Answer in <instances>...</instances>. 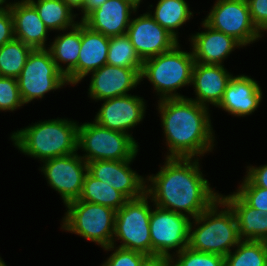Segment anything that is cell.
Instances as JSON below:
<instances>
[{
	"label": "cell",
	"instance_id": "6da1fadb",
	"mask_svg": "<svg viewBox=\"0 0 267 266\" xmlns=\"http://www.w3.org/2000/svg\"><path fill=\"white\" fill-rule=\"evenodd\" d=\"M165 165L146 180L153 206L196 218L221 194L210 187L200 171L199 158H165ZM183 210V211H182Z\"/></svg>",
	"mask_w": 267,
	"mask_h": 266
},
{
	"label": "cell",
	"instance_id": "7a4b0ae2",
	"mask_svg": "<svg viewBox=\"0 0 267 266\" xmlns=\"http://www.w3.org/2000/svg\"><path fill=\"white\" fill-rule=\"evenodd\" d=\"M157 107L169 150L166 158H198L214 149L208 107L186 97L158 100Z\"/></svg>",
	"mask_w": 267,
	"mask_h": 266
},
{
	"label": "cell",
	"instance_id": "3957f363",
	"mask_svg": "<svg viewBox=\"0 0 267 266\" xmlns=\"http://www.w3.org/2000/svg\"><path fill=\"white\" fill-rule=\"evenodd\" d=\"M78 123L67 119H50L33 123L12 133L14 146L40 161L76 153Z\"/></svg>",
	"mask_w": 267,
	"mask_h": 266
},
{
	"label": "cell",
	"instance_id": "277c9868",
	"mask_svg": "<svg viewBox=\"0 0 267 266\" xmlns=\"http://www.w3.org/2000/svg\"><path fill=\"white\" fill-rule=\"evenodd\" d=\"M218 206L222 207L221 211ZM193 219L188 240V247L192 250L225 257L241 241L235 213L221 197Z\"/></svg>",
	"mask_w": 267,
	"mask_h": 266
},
{
	"label": "cell",
	"instance_id": "5b68a950",
	"mask_svg": "<svg viewBox=\"0 0 267 266\" xmlns=\"http://www.w3.org/2000/svg\"><path fill=\"white\" fill-rule=\"evenodd\" d=\"M194 64L193 52L181 50L178 43L171 50L144 60L140 78L150 81L159 100L184 98L177 89L191 85Z\"/></svg>",
	"mask_w": 267,
	"mask_h": 266
},
{
	"label": "cell",
	"instance_id": "8992f818",
	"mask_svg": "<svg viewBox=\"0 0 267 266\" xmlns=\"http://www.w3.org/2000/svg\"><path fill=\"white\" fill-rule=\"evenodd\" d=\"M137 143L132 134L104 128L95 121L78 125L77 149L87 153L81 156L86 162L134 160Z\"/></svg>",
	"mask_w": 267,
	"mask_h": 266
},
{
	"label": "cell",
	"instance_id": "52a82bcc",
	"mask_svg": "<svg viewBox=\"0 0 267 266\" xmlns=\"http://www.w3.org/2000/svg\"><path fill=\"white\" fill-rule=\"evenodd\" d=\"M67 212L61 228L86 240L109 247L112 245L116 211L110 207L75 200L65 205Z\"/></svg>",
	"mask_w": 267,
	"mask_h": 266
},
{
	"label": "cell",
	"instance_id": "ba28073f",
	"mask_svg": "<svg viewBox=\"0 0 267 266\" xmlns=\"http://www.w3.org/2000/svg\"><path fill=\"white\" fill-rule=\"evenodd\" d=\"M149 196L128 199L125 204L116 211L114 234L112 245L116 246V240H121L119 248L137 251L145 255L152 254L150 238L151 205ZM116 237V238H115Z\"/></svg>",
	"mask_w": 267,
	"mask_h": 266
},
{
	"label": "cell",
	"instance_id": "9c48e42d",
	"mask_svg": "<svg viewBox=\"0 0 267 266\" xmlns=\"http://www.w3.org/2000/svg\"><path fill=\"white\" fill-rule=\"evenodd\" d=\"M17 82L24 104L68 85L66 76L58 69L48 49L32 50Z\"/></svg>",
	"mask_w": 267,
	"mask_h": 266
},
{
	"label": "cell",
	"instance_id": "30bf717a",
	"mask_svg": "<svg viewBox=\"0 0 267 266\" xmlns=\"http://www.w3.org/2000/svg\"><path fill=\"white\" fill-rule=\"evenodd\" d=\"M204 21L211 28L234 37L244 47L262 38L251 20L246 0H217Z\"/></svg>",
	"mask_w": 267,
	"mask_h": 266
},
{
	"label": "cell",
	"instance_id": "8fae6325",
	"mask_svg": "<svg viewBox=\"0 0 267 266\" xmlns=\"http://www.w3.org/2000/svg\"><path fill=\"white\" fill-rule=\"evenodd\" d=\"M42 162L41 172L49 186L61 195L63 203L78 200L88 172L87 162L77 152Z\"/></svg>",
	"mask_w": 267,
	"mask_h": 266
},
{
	"label": "cell",
	"instance_id": "7c38bea8",
	"mask_svg": "<svg viewBox=\"0 0 267 266\" xmlns=\"http://www.w3.org/2000/svg\"><path fill=\"white\" fill-rule=\"evenodd\" d=\"M150 216V238L152 254H163L172 257L188 247L189 228L192 218L154 206Z\"/></svg>",
	"mask_w": 267,
	"mask_h": 266
},
{
	"label": "cell",
	"instance_id": "4fadbf2b",
	"mask_svg": "<svg viewBox=\"0 0 267 266\" xmlns=\"http://www.w3.org/2000/svg\"><path fill=\"white\" fill-rule=\"evenodd\" d=\"M126 34L142 61L167 52L179 43L149 12L131 18Z\"/></svg>",
	"mask_w": 267,
	"mask_h": 266
},
{
	"label": "cell",
	"instance_id": "5bb4252c",
	"mask_svg": "<svg viewBox=\"0 0 267 266\" xmlns=\"http://www.w3.org/2000/svg\"><path fill=\"white\" fill-rule=\"evenodd\" d=\"M133 160H97L87 162L88 172L96 179L112 186L127 199H135L146 193V179L132 170Z\"/></svg>",
	"mask_w": 267,
	"mask_h": 266
},
{
	"label": "cell",
	"instance_id": "9a60e30c",
	"mask_svg": "<svg viewBox=\"0 0 267 266\" xmlns=\"http://www.w3.org/2000/svg\"><path fill=\"white\" fill-rule=\"evenodd\" d=\"M143 100L131 94L105 99L94 121L104 128L129 134V129L144 118L146 102Z\"/></svg>",
	"mask_w": 267,
	"mask_h": 266
},
{
	"label": "cell",
	"instance_id": "2e32d148",
	"mask_svg": "<svg viewBox=\"0 0 267 266\" xmlns=\"http://www.w3.org/2000/svg\"><path fill=\"white\" fill-rule=\"evenodd\" d=\"M90 74L88 95L96 101L129 95L128 91L141 82L140 73L135 68L105 64Z\"/></svg>",
	"mask_w": 267,
	"mask_h": 266
},
{
	"label": "cell",
	"instance_id": "e0dca14e",
	"mask_svg": "<svg viewBox=\"0 0 267 266\" xmlns=\"http://www.w3.org/2000/svg\"><path fill=\"white\" fill-rule=\"evenodd\" d=\"M131 0H107L82 22L90 29L112 37L127 33L131 14L137 12Z\"/></svg>",
	"mask_w": 267,
	"mask_h": 266
},
{
	"label": "cell",
	"instance_id": "ac0fdd59",
	"mask_svg": "<svg viewBox=\"0 0 267 266\" xmlns=\"http://www.w3.org/2000/svg\"><path fill=\"white\" fill-rule=\"evenodd\" d=\"M201 24L205 31L198 32L189 38L195 62L222 65L235 48L243 47L234 37L211 28L205 21Z\"/></svg>",
	"mask_w": 267,
	"mask_h": 266
},
{
	"label": "cell",
	"instance_id": "d6986e66",
	"mask_svg": "<svg viewBox=\"0 0 267 266\" xmlns=\"http://www.w3.org/2000/svg\"><path fill=\"white\" fill-rule=\"evenodd\" d=\"M232 77L233 75L224 68V65L195 62L191 85L195 89L196 98L189 99L205 107H209V103L217 107Z\"/></svg>",
	"mask_w": 267,
	"mask_h": 266
},
{
	"label": "cell",
	"instance_id": "ffe728a7",
	"mask_svg": "<svg viewBox=\"0 0 267 266\" xmlns=\"http://www.w3.org/2000/svg\"><path fill=\"white\" fill-rule=\"evenodd\" d=\"M257 81L246 75L233 76L229 81L218 108L237 117H245L257 110L262 100Z\"/></svg>",
	"mask_w": 267,
	"mask_h": 266
},
{
	"label": "cell",
	"instance_id": "44dd1931",
	"mask_svg": "<svg viewBox=\"0 0 267 266\" xmlns=\"http://www.w3.org/2000/svg\"><path fill=\"white\" fill-rule=\"evenodd\" d=\"M14 21V36L33 49H46L47 33L44 22L28 0H20L8 6Z\"/></svg>",
	"mask_w": 267,
	"mask_h": 266
},
{
	"label": "cell",
	"instance_id": "7402d4cb",
	"mask_svg": "<svg viewBox=\"0 0 267 266\" xmlns=\"http://www.w3.org/2000/svg\"><path fill=\"white\" fill-rule=\"evenodd\" d=\"M110 37L90 29L81 21V47L77 62V83L107 63Z\"/></svg>",
	"mask_w": 267,
	"mask_h": 266
},
{
	"label": "cell",
	"instance_id": "603a6c76",
	"mask_svg": "<svg viewBox=\"0 0 267 266\" xmlns=\"http://www.w3.org/2000/svg\"><path fill=\"white\" fill-rule=\"evenodd\" d=\"M47 49L58 69L66 76L68 85L77 84V62L81 47V21L68 32L57 35ZM66 64L63 67L61 64ZM65 68V69H64Z\"/></svg>",
	"mask_w": 267,
	"mask_h": 266
},
{
	"label": "cell",
	"instance_id": "cb8c5ba5",
	"mask_svg": "<svg viewBox=\"0 0 267 266\" xmlns=\"http://www.w3.org/2000/svg\"><path fill=\"white\" fill-rule=\"evenodd\" d=\"M220 197L235 213L241 240L267 242V217L264 212L247 205L235 192Z\"/></svg>",
	"mask_w": 267,
	"mask_h": 266
},
{
	"label": "cell",
	"instance_id": "d4e9b609",
	"mask_svg": "<svg viewBox=\"0 0 267 266\" xmlns=\"http://www.w3.org/2000/svg\"><path fill=\"white\" fill-rule=\"evenodd\" d=\"M37 10L40 19L50 31H66L76 26V15L63 0H28Z\"/></svg>",
	"mask_w": 267,
	"mask_h": 266
},
{
	"label": "cell",
	"instance_id": "484cf974",
	"mask_svg": "<svg viewBox=\"0 0 267 266\" xmlns=\"http://www.w3.org/2000/svg\"><path fill=\"white\" fill-rule=\"evenodd\" d=\"M150 12L154 20L178 40V28L193 16L185 0H159ZM176 31V32H175Z\"/></svg>",
	"mask_w": 267,
	"mask_h": 266
},
{
	"label": "cell",
	"instance_id": "4316f807",
	"mask_svg": "<svg viewBox=\"0 0 267 266\" xmlns=\"http://www.w3.org/2000/svg\"><path fill=\"white\" fill-rule=\"evenodd\" d=\"M79 200L107 206L117 211L128 199L112 186L94 178L87 172Z\"/></svg>",
	"mask_w": 267,
	"mask_h": 266
},
{
	"label": "cell",
	"instance_id": "83f0119b",
	"mask_svg": "<svg viewBox=\"0 0 267 266\" xmlns=\"http://www.w3.org/2000/svg\"><path fill=\"white\" fill-rule=\"evenodd\" d=\"M236 248L225 256L224 266H267V242L241 240Z\"/></svg>",
	"mask_w": 267,
	"mask_h": 266
},
{
	"label": "cell",
	"instance_id": "f1b7e54d",
	"mask_svg": "<svg viewBox=\"0 0 267 266\" xmlns=\"http://www.w3.org/2000/svg\"><path fill=\"white\" fill-rule=\"evenodd\" d=\"M33 48L19 39H12L0 47V76L17 78Z\"/></svg>",
	"mask_w": 267,
	"mask_h": 266
},
{
	"label": "cell",
	"instance_id": "f546056e",
	"mask_svg": "<svg viewBox=\"0 0 267 266\" xmlns=\"http://www.w3.org/2000/svg\"><path fill=\"white\" fill-rule=\"evenodd\" d=\"M122 68H135L140 74L143 61L136 53L127 34L110 37L107 63Z\"/></svg>",
	"mask_w": 267,
	"mask_h": 266
},
{
	"label": "cell",
	"instance_id": "4dcf8cb0",
	"mask_svg": "<svg viewBox=\"0 0 267 266\" xmlns=\"http://www.w3.org/2000/svg\"><path fill=\"white\" fill-rule=\"evenodd\" d=\"M171 259L173 266H224L225 257L214 253L195 251L186 247L175 255L172 254Z\"/></svg>",
	"mask_w": 267,
	"mask_h": 266
},
{
	"label": "cell",
	"instance_id": "1f68e13d",
	"mask_svg": "<svg viewBox=\"0 0 267 266\" xmlns=\"http://www.w3.org/2000/svg\"><path fill=\"white\" fill-rule=\"evenodd\" d=\"M22 105L17 78L0 76V111H14Z\"/></svg>",
	"mask_w": 267,
	"mask_h": 266
},
{
	"label": "cell",
	"instance_id": "d6a6232c",
	"mask_svg": "<svg viewBox=\"0 0 267 266\" xmlns=\"http://www.w3.org/2000/svg\"><path fill=\"white\" fill-rule=\"evenodd\" d=\"M247 205L267 213V189L255 186L246 176L235 192Z\"/></svg>",
	"mask_w": 267,
	"mask_h": 266
},
{
	"label": "cell",
	"instance_id": "836d02e7",
	"mask_svg": "<svg viewBox=\"0 0 267 266\" xmlns=\"http://www.w3.org/2000/svg\"><path fill=\"white\" fill-rule=\"evenodd\" d=\"M106 251L114 252L106 259L102 266H140L145 254L127 250L111 245L104 248Z\"/></svg>",
	"mask_w": 267,
	"mask_h": 266
},
{
	"label": "cell",
	"instance_id": "e575fe53",
	"mask_svg": "<svg viewBox=\"0 0 267 266\" xmlns=\"http://www.w3.org/2000/svg\"><path fill=\"white\" fill-rule=\"evenodd\" d=\"M253 24L262 33L267 31V0H246Z\"/></svg>",
	"mask_w": 267,
	"mask_h": 266
},
{
	"label": "cell",
	"instance_id": "d590c367",
	"mask_svg": "<svg viewBox=\"0 0 267 266\" xmlns=\"http://www.w3.org/2000/svg\"><path fill=\"white\" fill-rule=\"evenodd\" d=\"M14 38L12 13L8 6H0V47Z\"/></svg>",
	"mask_w": 267,
	"mask_h": 266
},
{
	"label": "cell",
	"instance_id": "8d00e7d4",
	"mask_svg": "<svg viewBox=\"0 0 267 266\" xmlns=\"http://www.w3.org/2000/svg\"><path fill=\"white\" fill-rule=\"evenodd\" d=\"M246 177L258 187L267 189V164L259 167L247 166Z\"/></svg>",
	"mask_w": 267,
	"mask_h": 266
},
{
	"label": "cell",
	"instance_id": "74e56055",
	"mask_svg": "<svg viewBox=\"0 0 267 266\" xmlns=\"http://www.w3.org/2000/svg\"><path fill=\"white\" fill-rule=\"evenodd\" d=\"M171 258L163 254L145 255L140 266H173Z\"/></svg>",
	"mask_w": 267,
	"mask_h": 266
},
{
	"label": "cell",
	"instance_id": "f35d334b",
	"mask_svg": "<svg viewBox=\"0 0 267 266\" xmlns=\"http://www.w3.org/2000/svg\"><path fill=\"white\" fill-rule=\"evenodd\" d=\"M107 0H85L83 8H82V13L81 20L83 21L92 11L98 9L104 2Z\"/></svg>",
	"mask_w": 267,
	"mask_h": 266
},
{
	"label": "cell",
	"instance_id": "ab89813d",
	"mask_svg": "<svg viewBox=\"0 0 267 266\" xmlns=\"http://www.w3.org/2000/svg\"><path fill=\"white\" fill-rule=\"evenodd\" d=\"M72 10H82L85 0H63Z\"/></svg>",
	"mask_w": 267,
	"mask_h": 266
},
{
	"label": "cell",
	"instance_id": "60d3db41",
	"mask_svg": "<svg viewBox=\"0 0 267 266\" xmlns=\"http://www.w3.org/2000/svg\"><path fill=\"white\" fill-rule=\"evenodd\" d=\"M4 4H6V6H9L11 3H7L6 0H0V6H5Z\"/></svg>",
	"mask_w": 267,
	"mask_h": 266
},
{
	"label": "cell",
	"instance_id": "b9f144b4",
	"mask_svg": "<svg viewBox=\"0 0 267 266\" xmlns=\"http://www.w3.org/2000/svg\"><path fill=\"white\" fill-rule=\"evenodd\" d=\"M136 6L139 7L140 3L142 2V0H131Z\"/></svg>",
	"mask_w": 267,
	"mask_h": 266
},
{
	"label": "cell",
	"instance_id": "7bdbcfd3",
	"mask_svg": "<svg viewBox=\"0 0 267 266\" xmlns=\"http://www.w3.org/2000/svg\"><path fill=\"white\" fill-rule=\"evenodd\" d=\"M0 266H7L4 261L2 260V258L0 257Z\"/></svg>",
	"mask_w": 267,
	"mask_h": 266
}]
</instances>
